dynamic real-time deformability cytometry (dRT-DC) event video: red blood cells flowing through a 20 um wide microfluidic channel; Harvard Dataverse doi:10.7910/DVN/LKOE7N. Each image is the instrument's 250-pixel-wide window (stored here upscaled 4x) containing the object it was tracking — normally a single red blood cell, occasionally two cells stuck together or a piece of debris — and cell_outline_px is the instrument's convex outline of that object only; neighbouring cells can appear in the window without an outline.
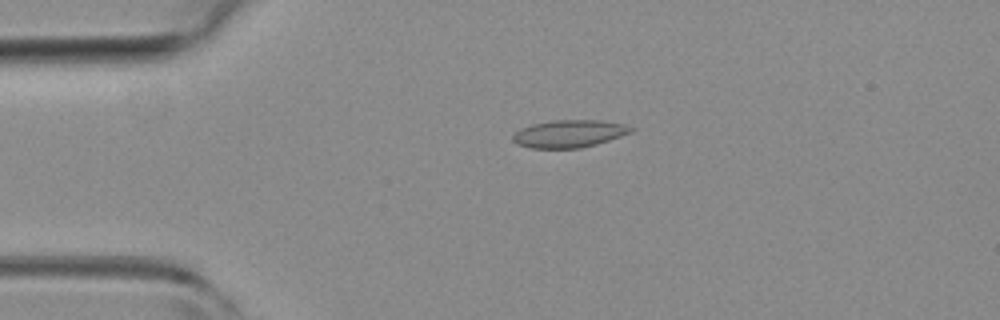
{"species": "common noctule bat (a hibernating species)", "species_latin": "Nyctalus noctula", "temperature_condition": "room temperature", "stored_images_in_passage": 51, "camera_frame_rate_fps": 3000, "um_per_image_px": 0.085, "animal": {"sex": "female", "body_mass_g": 19.3, "forearm_length_mm": 54.1}, "frame": {"image": 1, "passage_image": 11, "time_ms": 3.333, "image_size_px": [1000, 320], "cell_outline_px": [[636, 128], [632, 132], [596, 144], [580, 148], [532, 148], [516, 144], [512, 140], [512, 136], [520, 128], [532, 124], [552, 120], [600, 120], [624, 124]], "centroid_in_image_um": [48.37, 11.36], "position_along_channel_um": 36.6, "area_um2": 18.96}}
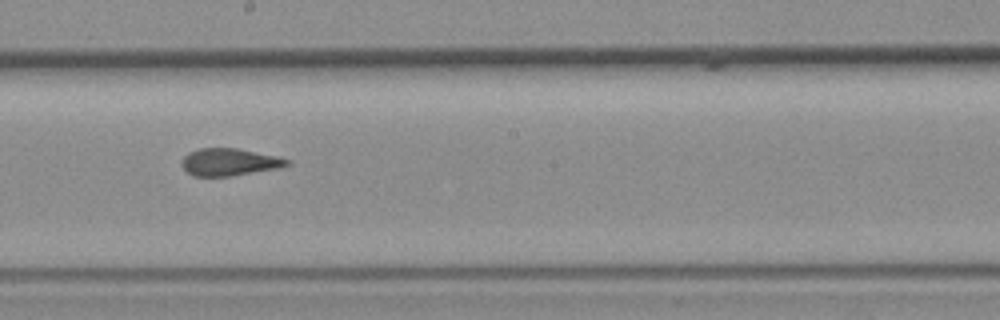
{"frame": {"image": 2, "passage_image": 28, "time_ms": 9.0, "image_size_px": [1000, 320], "cell_outline_px": [[292, 164], [280, 168], [228, 176], [192, 176], [180, 164], [184, 156], [188, 152], [200, 148], [236, 148], [276, 156], [292, 160]], "centroid_in_image_um": [19.51, 13.77], "position_along_channel_um": 228.7, "area_um2": 16.76}}
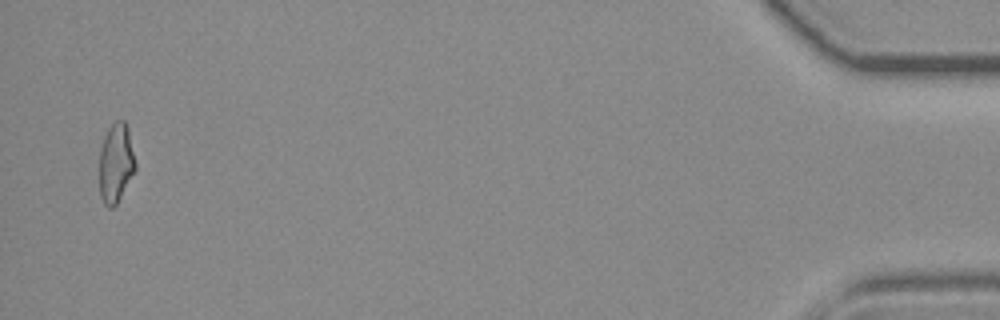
{"frame": {"image": 3, "passage_image": 50, "time_ms": 16.333, "image_size_px": [1000, 320], "cell_outline_px": [[136, 168], [116, 204], [112, 208], [108, 208], [104, 204], [100, 196], [100, 148], [104, 136], [108, 128], [116, 120], [124, 120], [128, 128], [136, 164]], "centroid_in_image_um": [9.84, 13.84], "position_along_channel_um": 425.4, "area_um2": 16.53}, "authors_computed_cell_mechanics": {"area_um2": 17.4556, "velocity_mm_per_s": 3.9688, "shape_relaxation_time_tau1_ms": null, "shape_relaxation_time_tau2_ms": 1.2226, "deformation_change_tau1": null, "deformation_change_tau2": 0.0648}}